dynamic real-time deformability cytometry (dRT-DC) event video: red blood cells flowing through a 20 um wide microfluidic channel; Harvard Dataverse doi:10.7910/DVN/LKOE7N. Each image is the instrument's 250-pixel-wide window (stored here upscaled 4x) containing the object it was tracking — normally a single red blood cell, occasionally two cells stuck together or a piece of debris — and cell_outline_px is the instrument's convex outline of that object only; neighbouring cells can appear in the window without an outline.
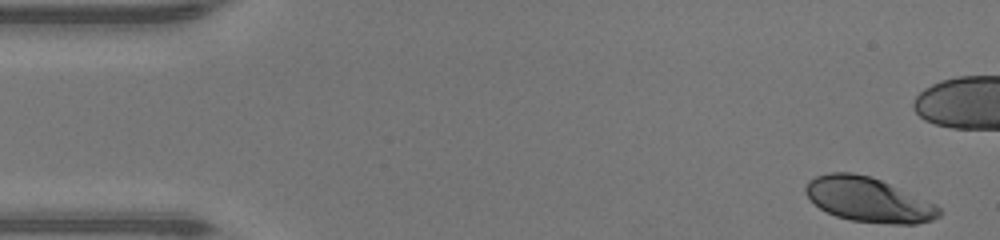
{"species": "human", "species_latin": "Homo sapiens", "temperature_condition": "warm", "stored_images_in_passage": 47, "camera_frame_rate_fps": 3000, "um_per_image_px": 0.085, "donor": {"sex": "male"}, "frame": {"image": 1, "passage_image": 1, "time_ms": 0.0, "image_size_px": [1000, 240], "cell_outline_px": [[944, 212], [940, 216], [932, 220], [916, 224], [888, 224], [852, 220], [836, 216], [820, 208], [804, 192], [804, 188], [808, 180], [816, 176], [828, 172], [852, 172], [872, 176], [936, 204]], "centroid_in_image_um": [73.83, 16.97], "position_along_channel_um": 11.2, "area_um2": 34.8}}
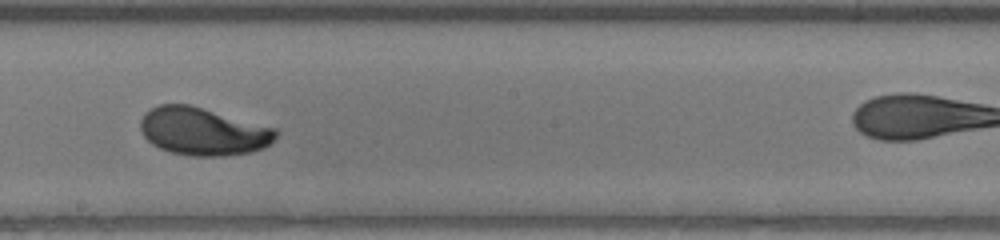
{"frame": {"image": 2, "passage_image": 25, "time_ms": 8.0, "image_size_px": [1000, 240], "cell_outline_px": [[280, 132], [264, 148], [252, 152], [224, 156], [192, 156], [172, 152], [160, 148], [152, 144], [144, 136], [140, 128], [140, 120], [144, 112], [160, 104], [188, 104], [276, 128]], "centroid_in_image_um": [17.25, 11.17], "position_along_channel_um": 231.0, "area_um2": 37.63}}
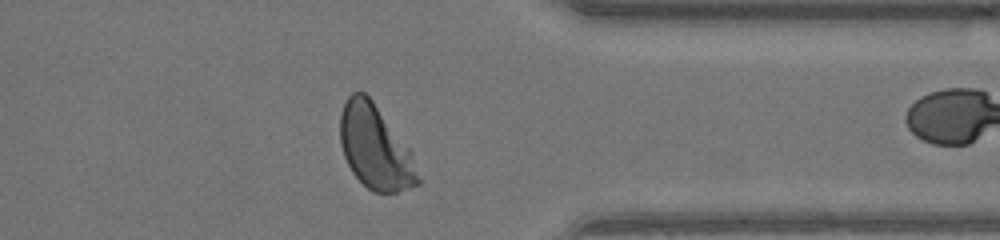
{"frame": {"image": 3, "passage_image": 36, "time_ms": 11.667, "image_size_px": [1000, 240], "cell_outline_px": [[420, 184], [396, 192], [372, 192], [352, 172], [344, 156], [340, 144], [340, 116], [344, 104], [348, 96], [352, 92], [364, 92], [372, 100], [412, 152], [420, 180]], "centroid_in_image_um": [31.89, 12.53], "position_along_channel_um": 379.5, "area_um2": 37.69}, "authors_computed_cell_mechanics": {"area_um2": 37.3966, "velocity_mm_per_s": 4.3459, "shape_relaxation_time_tau1_ms": 3.2895, "shape_relaxation_time_tau2_ms": null, "deformation_change_tau1": 0.1732, "deformation_change_tau2": null}}